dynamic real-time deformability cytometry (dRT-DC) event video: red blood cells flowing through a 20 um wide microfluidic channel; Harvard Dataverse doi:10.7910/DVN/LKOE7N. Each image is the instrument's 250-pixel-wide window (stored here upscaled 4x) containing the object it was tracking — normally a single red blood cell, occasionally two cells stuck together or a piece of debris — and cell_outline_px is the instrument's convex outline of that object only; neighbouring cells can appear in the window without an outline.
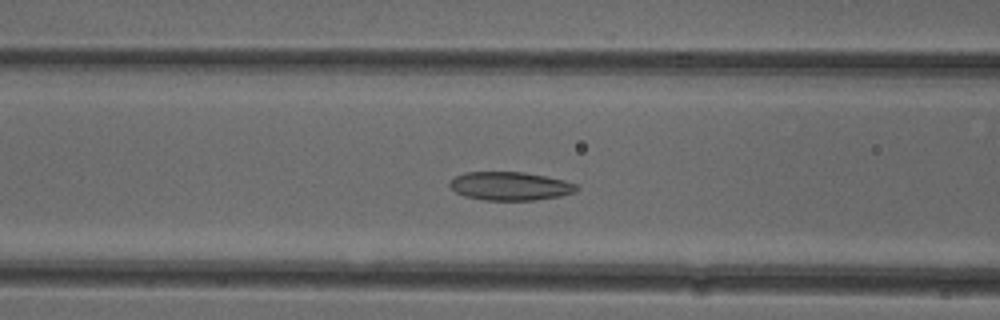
{"species": "common noctule bat (a hibernating species)", "species_latin": "Nyctalus noctula", "temperature_condition": "cold", "stored_images_in_passage": 50, "camera_frame_rate_fps": 3000, "um_per_image_px": 0.085, "animal": {"sex": "female"}, "frame": {"image": 1, "passage_image": 19, "time_ms": 6.0, "image_size_px": [1000, 320], "cell_outline_px": [[580, 188], [576, 192], [560, 196], [536, 200], [484, 200], [464, 196], [456, 192], [448, 184], [456, 176], [464, 172], [524, 172], [564, 180], [576, 184]], "centroid_in_image_um": [43.38, 15.82], "position_along_channel_um": 123.2, "area_um2": 21.04}}
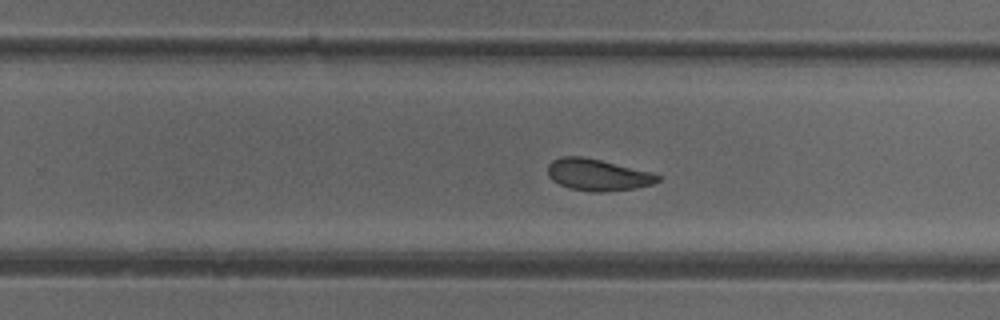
{"frame": {"image": 2, "passage_image": 31, "time_ms": 10.0, "image_size_px": [1000, 320], "cell_outline_px": [[660, 180], [652, 184], [636, 188], [604, 192], [592, 192], [568, 188], [552, 180], [548, 176], [548, 164], [552, 160], [564, 156], [584, 156], [652, 172], [660, 176]], "centroid_in_image_um": [50.79, 14.86], "position_along_channel_um": 279.0, "area_um2": 20.4}}
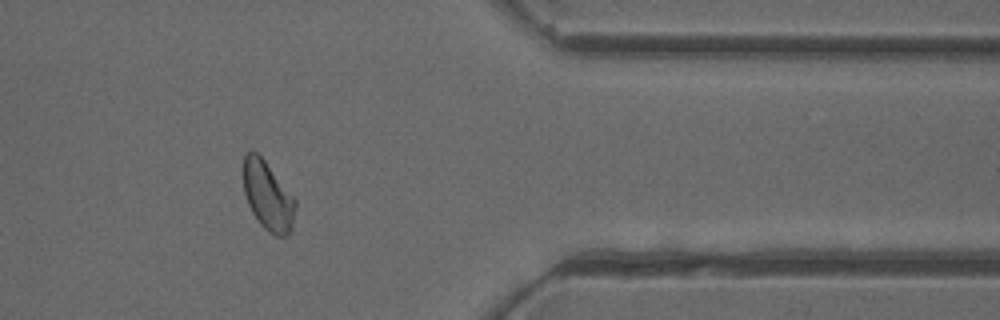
{"frame": {"image": 3, "passage_image": 41, "time_ms": 13.333, "image_size_px": [1000, 320], "cell_outline_px": [[296, 208], [292, 224], [288, 236], [276, 236], [268, 232], [260, 224], [252, 212], [248, 204], [244, 192], [244, 152], [252, 148], [264, 160], [296, 200]], "centroid_in_image_um": [22.76, 16.65], "position_along_channel_um": 388.6, "area_um2": 20.75}, "authors_computed_cell_mechanics": {"area_um2": 21.4149, "velocity_mm_per_s": 3.9019, "shape_relaxation_time_tau1_ms": 3.8617, "shape_relaxation_time_tau2_ms": 2.739, "deformation_change_tau1": 0.0996, "deformation_change_tau2": 0.0754}}